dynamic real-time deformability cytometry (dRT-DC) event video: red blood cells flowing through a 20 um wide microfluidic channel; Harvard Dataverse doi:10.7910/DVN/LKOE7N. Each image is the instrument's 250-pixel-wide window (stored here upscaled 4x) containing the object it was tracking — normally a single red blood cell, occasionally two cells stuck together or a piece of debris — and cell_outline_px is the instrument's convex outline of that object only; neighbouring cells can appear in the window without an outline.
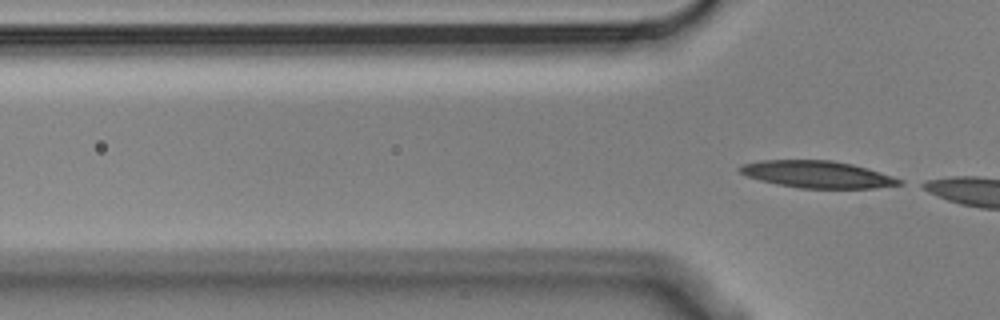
{"species": "Egyptian fruit bat (a non-hibernating species)", "species_latin": "Rousettus aegyptiacus", "temperature_condition": "cold", "stored_images_in_passage": 5, "segment_of_instrument_passage": [2, 2], "camera_frame_rate_fps": 3000, "um_per_image_px": 0.085, "animal": {"sex": "male"}, "frame": {"image": 1, "passage_image": 5, "time_ms": 1.333, "image_size_px": [1000, 320], "cell_outline_px": [[904, 184], [876, 188], [800, 188], [776, 184], [760, 180], [748, 176], [740, 172], [736, 168], [740, 164], [760, 160], [832, 160], [852, 164], [868, 168], [904, 180]], "centroid_in_image_um": [69.47, 14.82], "position_along_channel_um": 56.3, "area_um2": 25.26}}